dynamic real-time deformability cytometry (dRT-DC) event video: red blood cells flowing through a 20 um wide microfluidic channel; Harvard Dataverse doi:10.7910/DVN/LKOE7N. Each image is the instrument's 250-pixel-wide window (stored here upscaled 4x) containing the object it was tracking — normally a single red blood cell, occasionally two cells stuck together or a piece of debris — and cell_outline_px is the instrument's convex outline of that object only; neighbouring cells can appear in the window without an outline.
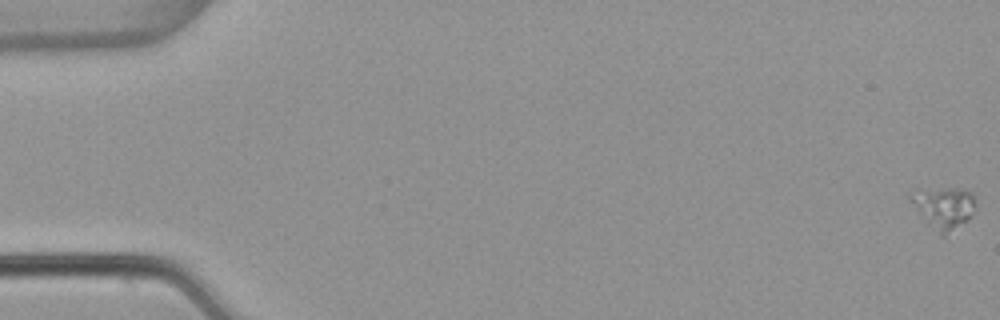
{"species": "common noctule bat (a hibernating species)", "species_latin": "Nyctalus noctula", "temperature_condition": "warm", "stored_images_in_passage": 55, "segment_of_instrument_passage": [1, 2], "camera_frame_rate_fps": 3000, "um_per_image_px": 0.085, "animal": {"sex": "female", "body_mass_g": 22.7, "forearm_length_mm": 54.2}, "frame": {"image": 1, "passage_image": 1, "time_ms": 0.0, "image_size_px": [1000, 320], "cell_outline_px": [[976, 200], [972, 216], [968, 220], [944, 236], [908, 200], [908, 192], [912, 188], [952, 188], [972, 192]], "centroid_in_image_um": [80.21, 17.56], "position_along_channel_um": 4.8, "area_um2": 15.61}}
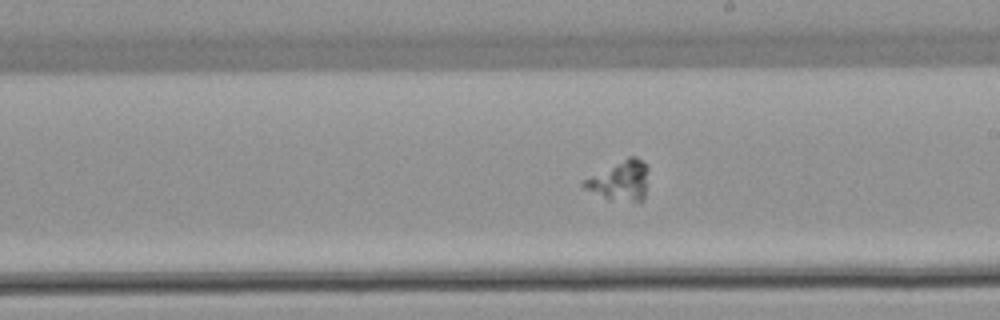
{"frame": {"image": 2, "passage_image": 32, "time_ms": 10.333, "image_size_px": [1000, 320], "cell_outline_px": [[648, 168], [644, 200], [608, 200], [584, 188], [580, 184], [584, 180], [628, 156], [636, 156]], "centroid_in_image_um": [52.7, 15.36], "position_along_channel_um": 236.3, "area_um2": 14.62}}
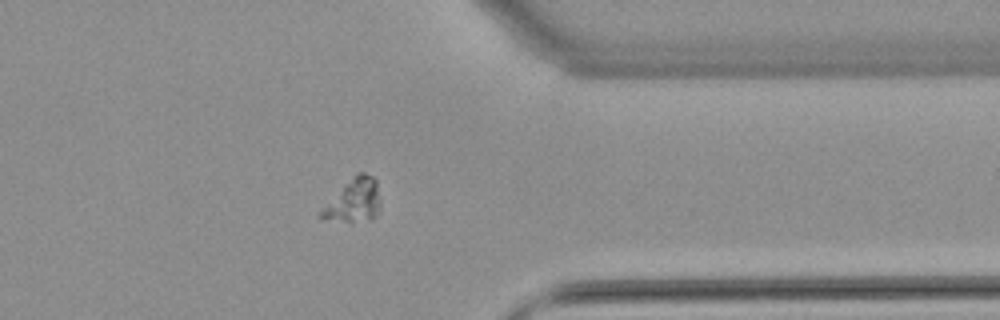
{"frame": {"image": 3, "passage_image": 44, "time_ms": 14.333, "image_size_px": [1000, 320], "cell_outline_px": [[380, 208], [376, 216], [352, 220], [320, 220], [316, 216], [344, 184], [356, 172], [364, 172], [372, 176], [376, 180], [380, 200]], "centroid_in_image_um": [30.06, 17.0], "position_along_channel_um": 381.3, "area_um2": 14.57}}